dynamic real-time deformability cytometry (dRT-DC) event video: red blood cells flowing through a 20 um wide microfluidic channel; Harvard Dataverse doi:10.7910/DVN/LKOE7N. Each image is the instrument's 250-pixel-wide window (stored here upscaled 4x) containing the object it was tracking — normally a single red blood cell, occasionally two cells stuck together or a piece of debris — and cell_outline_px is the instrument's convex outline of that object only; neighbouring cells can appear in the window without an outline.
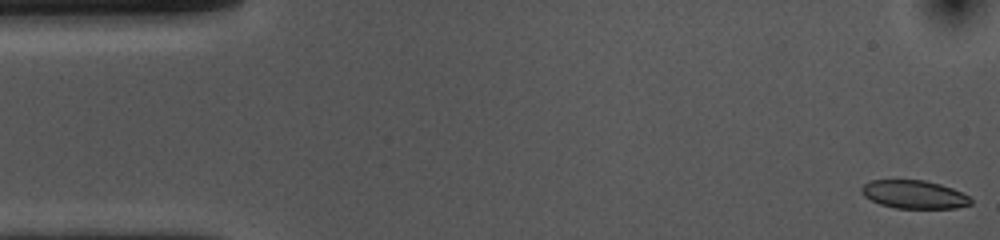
{"species": "common noctule bat (a hibernating species)", "species_latin": "Nyctalus noctula", "temperature_condition": "cold", "stored_images_in_passage": 15, "camera_frame_rate_fps": 3000, "um_per_image_px": 0.085, "animal": {"sex": "female", "body_mass_g": 10.0, "forearm_length_mm": 53.1}, "frame": {"image": 1, "passage_image": 1, "time_ms": 0.0, "image_size_px": [1000, 240], "cell_outline_px": [[972, 204], [956, 208], [896, 208], [880, 204], [864, 196], [860, 192], [860, 188], [864, 184], [872, 180], [924, 180], [940, 184], [952, 188], [968, 196], [972, 200]], "centroid_in_image_um": [77.69, 16.53], "position_along_channel_um": 7.3, "area_um2": 17.92}}